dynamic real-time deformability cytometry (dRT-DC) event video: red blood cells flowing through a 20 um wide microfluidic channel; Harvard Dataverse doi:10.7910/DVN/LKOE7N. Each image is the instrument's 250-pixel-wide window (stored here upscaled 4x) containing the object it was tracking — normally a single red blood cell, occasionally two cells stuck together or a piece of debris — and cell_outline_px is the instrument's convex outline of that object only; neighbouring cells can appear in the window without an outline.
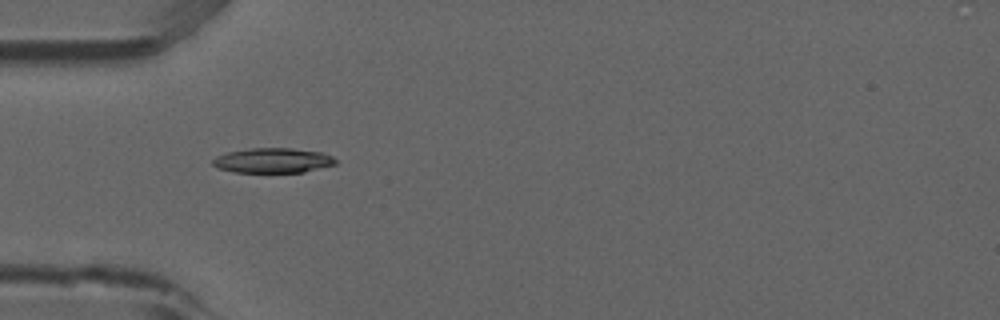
{"species": "common noctule bat (a hibernating species)", "species_latin": "Nyctalus noctula", "temperature_condition": "room temperature", "stored_images_in_passage": 8, "camera_frame_rate_fps": 3000, "um_per_image_px": 0.085, "animal": {"sex": "male", "forearm_length_mm": 52.5}, "frame": {"image": 1, "passage_image": 5, "time_ms": 1.333, "image_size_px": [1000, 320], "cell_outline_px": [[336, 164], [304, 172], [232, 172], [216, 168], [212, 164], [212, 160], [216, 156], [228, 152], [252, 148], [292, 148], [320, 152], [332, 156], [336, 160]], "centroid_in_image_um": [23.16, 13.64], "position_along_channel_um": 61.8, "area_um2": 17.8}}
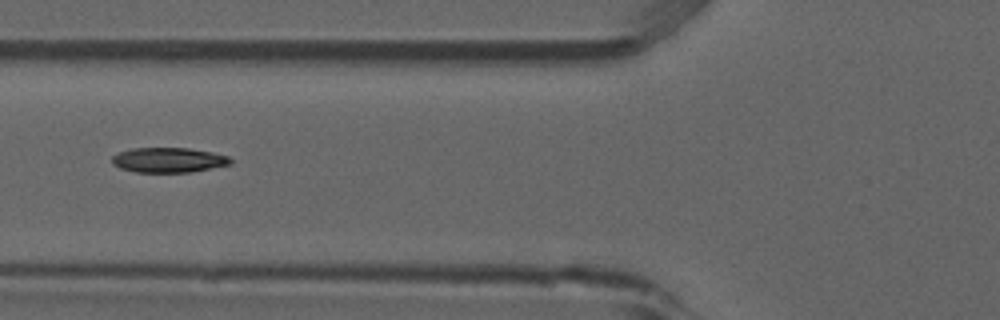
{"frame": {"image": 2, "passage_image": 6, "time_ms": 1.667, "image_size_px": [1000, 320], "cell_outline_px": [[232, 164], [192, 172], [136, 172], [120, 168], [112, 164], [112, 156], [120, 152], [132, 148], [188, 148], [212, 152], [228, 156], [232, 160]], "centroid_in_image_um": [14.34, 13.6], "position_along_channel_um": 111.5, "area_um2": 17.22}}
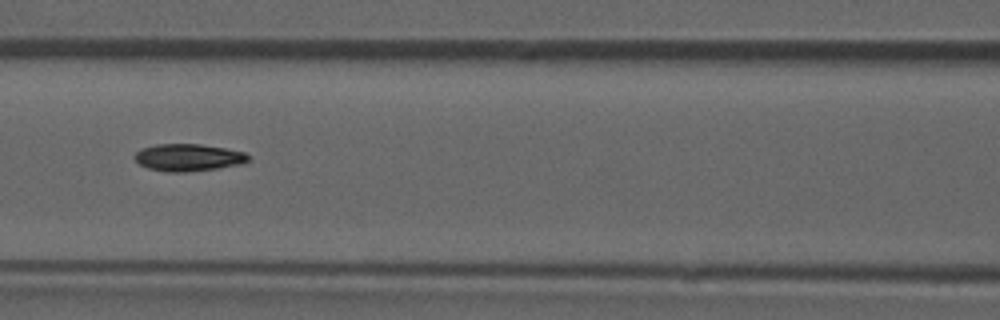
{"frame": {"image": 3, "passage_image": 7, "time_ms": 2.0, "image_size_px": [1000, 320], "cell_outline_px": [[248, 160], [244, 164], [216, 168], [184, 172], [168, 172], [148, 168], [140, 164], [132, 156], [136, 152], [144, 148], [156, 144], [200, 144], [224, 148], [244, 152], [248, 156]], "centroid_in_image_um": [15.99, 13.38], "position_along_channel_um": 150.6, "area_um2": 17.86}}